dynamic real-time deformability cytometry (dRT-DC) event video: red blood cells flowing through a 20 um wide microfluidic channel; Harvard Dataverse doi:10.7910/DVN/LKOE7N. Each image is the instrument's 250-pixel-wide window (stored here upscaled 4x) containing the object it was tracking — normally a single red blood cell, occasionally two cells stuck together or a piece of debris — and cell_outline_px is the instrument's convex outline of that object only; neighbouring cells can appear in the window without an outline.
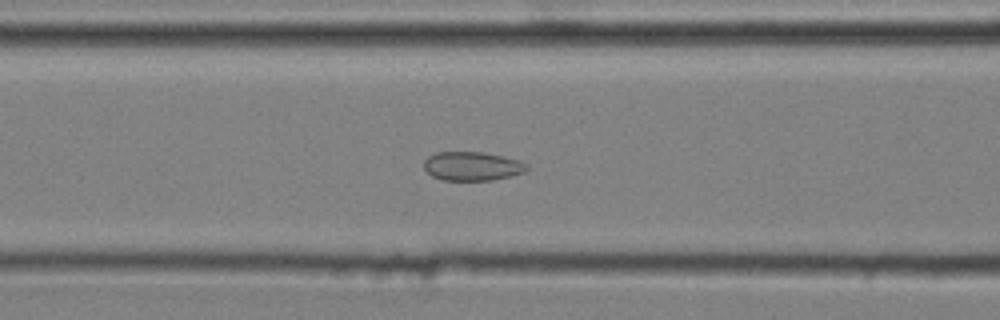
{"species": "common noctule bat (a hibernating species)", "species_latin": "Nyctalus noctula", "temperature_condition": "cold", "stored_images_in_passage": 39, "camera_frame_rate_fps": 3000, "um_per_image_px": 0.085, "animal": {"sex": "male", "body_mass_g": 20.4}, "frame": {"image": 1, "passage_image": 16, "time_ms": 5.0, "image_size_px": [1000, 320], "cell_outline_px": [[528, 168], [524, 172], [512, 176], [492, 180], [444, 180], [432, 176], [424, 168], [424, 160], [428, 156], [436, 152], [480, 152], [520, 160]], "centroid_in_image_um": [40.11, 14.13], "position_along_channel_um": 126.5, "area_um2": 17.17}}
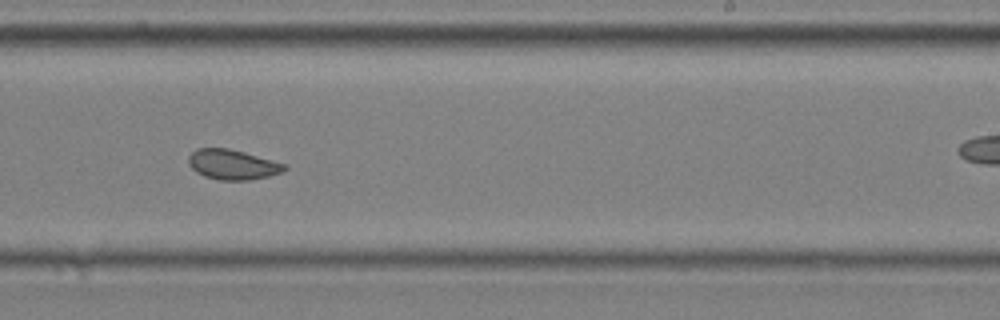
{"frame": {"image": 2, "passage_image": 28, "time_ms": 9.0, "image_size_px": [1000, 320], "cell_outline_px": [[288, 168], [280, 172], [268, 176], [248, 180], [220, 180], [204, 176], [196, 172], [188, 164], [188, 156], [196, 148], [228, 148], [244, 152], [288, 164]], "centroid_in_image_um": [19.76, 13.98], "position_along_channel_um": 269.2, "area_um2": 16.82}}
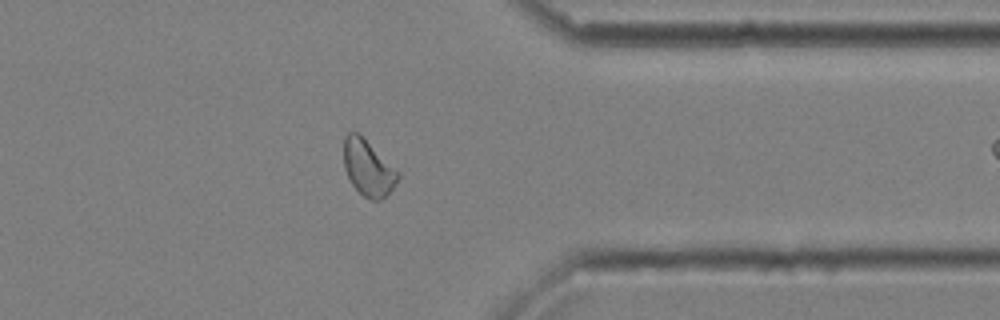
{"frame": {"image": 3, "passage_image": 38, "time_ms": 12.333, "image_size_px": [1000, 320], "cell_outline_px": [[400, 176], [392, 188], [380, 200], [372, 200], [364, 196], [352, 184], [344, 168], [344, 136], [348, 132], [356, 132], [400, 172]], "centroid_in_image_um": [31.28, 14.28], "position_along_channel_um": 380.1, "area_um2": 17.17}}